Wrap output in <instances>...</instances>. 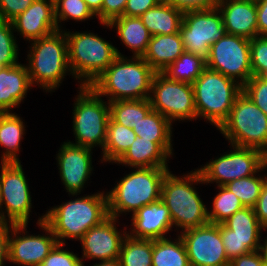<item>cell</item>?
I'll return each instance as SVG.
<instances>
[{
    "mask_svg": "<svg viewBox=\"0 0 267 266\" xmlns=\"http://www.w3.org/2000/svg\"><path fill=\"white\" fill-rule=\"evenodd\" d=\"M168 168H134L123 176L107 192L109 216L118 219L122 213L132 212L133 215L143 206L160 200L162 182L169 172Z\"/></svg>",
    "mask_w": 267,
    "mask_h": 266,
    "instance_id": "4",
    "label": "cell"
},
{
    "mask_svg": "<svg viewBox=\"0 0 267 266\" xmlns=\"http://www.w3.org/2000/svg\"><path fill=\"white\" fill-rule=\"evenodd\" d=\"M65 244L57 243L45 257L40 266H85L81 257L63 249Z\"/></svg>",
    "mask_w": 267,
    "mask_h": 266,
    "instance_id": "41",
    "label": "cell"
},
{
    "mask_svg": "<svg viewBox=\"0 0 267 266\" xmlns=\"http://www.w3.org/2000/svg\"><path fill=\"white\" fill-rule=\"evenodd\" d=\"M158 4L157 0H127L123 16L140 17Z\"/></svg>",
    "mask_w": 267,
    "mask_h": 266,
    "instance_id": "45",
    "label": "cell"
},
{
    "mask_svg": "<svg viewBox=\"0 0 267 266\" xmlns=\"http://www.w3.org/2000/svg\"><path fill=\"white\" fill-rule=\"evenodd\" d=\"M220 233L227 258L231 261L238 257V239L232 235V230L224 223L220 224Z\"/></svg>",
    "mask_w": 267,
    "mask_h": 266,
    "instance_id": "46",
    "label": "cell"
},
{
    "mask_svg": "<svg viewBox=\"0 0 267 266\" xmlns=\"http://www.w3.org/2000/svg\"><path fill=\"white\" fill-rule=\"evenodd\" d=\"M71 75L80 85H91L117 56H125L117 47L91 32L65 31Z\"/></svg>",
    "mask_w": 267,
    "mask_h": 266,
    "instance_id": "6",
    "label": "cell"
},
{
    "mask_svg": "<svg viewBox=\"0 0 267 266\" xmlns=\"http://www.w3.org/2000/svg\"><path fill=\"white\" fill-rule=\"evenodd\" d=\"M205 69L206 59L184 51L162 73L169 79L193 84Z\"/></svg>",
    "mask_w": 267,
    "mask_h": 266,
    "instance_id": "32",
    "label": "cell"
},
{
    "mask_svg": "<svg viewBox=\"0 0 267 266\" xmlns=\"http://www.w3.org/2000/svg\"><path fill=\"white\" fill-rule=\"evenodd\" d=\"M131 220V231L127 234L136 239H163L173 229L170 211L161 199L140 208Z\"/></svg>",
    "mask_w": 267,
    "mask_h": 266,
    "instance_id": "20",
    "label": "cell"
},
{
    "mask_svg": "<svg viewBox=\"0 0 267 266\" xmlns=\"http://www.w3.org/2000/svg\"><path fill=\"white\" fill-rule=\"evenodd\" d=\"M151 36L179 33L183 13L171 4H158L139 17Z\"/></svg>",
    "mask_w": 267,
    "mask_h": 266,
    "instance_id": "27",
    "label": "cell"
},
{
    "mask_svg": "<svg viewBox=\"0 0 267 266\" xmlns=\"http://www.w3.org/2000/svg\"><path fill=\"white\" fill-rule=\"evenodd\" d=\"M254 211L258 219V222L264 228H267V180L264 182L262 186L260 196L254 207Z\"/></svg>",
    "mask_w": 267,
    "mask_h": 266,
    "instance_id": "47",
    "label": "cell"
},
{
    "mask_svg": "<svg viewBox=\"0 0 267 266\" xmlns=\"http://www.w3.org/2000/svg\"><path fill=\"white\" fill-rule=\"evenodd\" d=\"M0 165V222L28 224L32 197L21 162Z\"/></svg>",
    "mask_w": 267,
    "mask_h": 266,
    "instance_id": "11",
    "label": "cell"
},
{
    "mask_svg": "<svg viewBox=\"0 0 267 266\" xmlns=\"http://www.w3.org/2000/svg\"><path fill=\"white\" fill-rule=\"evenodd\" d=\"M91 11L97 15L102 9L103 0H84Z\"/></svg>",
    "mask_w": 267,
    "mask_h": 266,
    "instance_id": "51",
    "label": "cell"
},
{
    "mask_svg": "<svg viewBox=\"0 0 267 266\" xmlns=\"http://www.w3.org/2000/svg\"><path fill=\"white\" fill-rule=\"evenodd\" d=\"M264 231L266 232L267 228H264ZM264 240L261 239V241H263L264 244L260 243L258 251L262 257V262L264 266H267V236L266 238H264Z\"/></svg>",
    "mask_w": 267,
    "mask_h": 266,
    "instance_id": "52",
    "label": "cell"
},
{
    "mask_svg": "<svg viewBox=\"0 0 267 266\" xmlns=\"http://www.w3.org/2000/svg\"><path fill=\"white\" fill-rule=\"evenodd\" d=\"M11 21L0 20V65L2 67L19 64V47Z\"/></svg>",
    "mask_w": 267,
    "mask_h": 266,
    "instance_id": "38",
    "label": "cell"
},
{
    "mask_svg": "<svg viewBox=\"0 0 267 266\" xmlns=\"http://www.w3.org/2000/svg\"><path fill=\"white\" fill-rule=\"evenodd\" d=\"M243 92L267 115V78L252 76L244 85Z\"/></svg>",
    "mask_w": 267,
    "mask_h": 266,
    "instance_id": "40",
    "label": "cell"
},
{
    "mask_svg": "<svg viewBox=\"0 0 267 266\" xmlns=\"http://www.w3.org/2000/svg\"><path fill=\"white\" fill-rule=\"evenodd\" d=\"M172 142H153L137 136L125 154L116 162L130 168L168 167L173 155Z\"/></svg>",
    "mask_w": 267,
    "mask_h": 266,
    "instance_id": "22",
    "label": "cell"
},
{
    "mask_svg": "<svg viewBox=\"0 0 267 266\" xmlns=\"http://www.w3.org/2000/svg\"><path fill=\"white\" fill-rule=\"evenodd\" d=\"M92 266H121V263L119 259H113V260L100 261L99 263H95Z\"/></svg>",
    "mask_w": 267,
    "mask_h": 266,
    "instance_id": "53",
    "label": "cell"
},
{
    "mask_svg": "<svg viewBox=\"0 0 267 266\" xmlns=\"http://www.w3.org/2000/svg\"><path fill=\"white\" fill-rule=\"evenodd\" d=\"M149 99L152 110L159 112L171 123L197 119L192 84L172 80L162 72H156Z\"/></svg>",
    "mask_w": 267,
    "mask_h": 266,
    "instance_id": "12",
    "label": "cell"
},
{
    "mask_svg": "<svg viewBox=\"0 0 267 266\" xmlns=\"http://www.w3.org/2000/svg\"><path fill=\"white\" fill-rule=\"evenodd\" d=\"M16 113H0V147H4L1 162H21L18 158L21 140L25 134V123Z\"/></svg>",
    "mask_w": 267,
    "mask_h": 266,
    "instance_id": "28",
    "label": "cell"
},
{
    "mask_svg": "<svg viewBox=\"0 0 267 266\" xmlns=\"http://www.w3.org/2000/svg\"><path fill=\"white\" fill-rule=\"evenodd\" d=\"M25 65L19 63L0 69V113H10L13 108L19 107L28 90L32 89Z\"/></svg>",
    "mask_w": 267,
    "mask_h": 266,
    "instance_id": "23",
    "label": "cell"
},
{
    "mask_svg": "<svg viewBox=\"0 0 267 266\" xmlns=\"http://www.w3.org/2000/svg\"><path fill=\"white\" fill-rule=\"evenodd\" d=\"M250 58L252 75L267 78V36L250 39Z\"/></svg>",
    "mask_w": 267,
    "mask_h": 266,
    "instance_id": "39",
    "label": "cell"
},
{
    "mask_svg": "<svg viewBox=\"0 0 267 266\" xmlns=\"http://www.w3.org/2000/svg\"><path fill=\"white\" fill-rule=\"evenodd\" d=\"M127 0H103L102 9L96 15L99 23H109L111 20L123 16Z\"/></svg>",
    "mask_w": 267,
    "mask_h": 266,
    "instance_id": "43",
    "label": "cell"
},
{
    "mask_svg": "<svg viewBox=\"0 0 267 266\" xmlns=\"http://www.w3.org/2000/svg\"><path fill=\"white\" fill-rule=\"evenodd\" d=\"M267 174V173H266ZM254 174L246 178L236 179L224 185L233 192L242 202L244 207L254 208L267 175ZM265 176V177H264Z\"/></svg>",
    "mask_w": 267,
    "mask_h": 266,
    "instance_id": "36",
    "label": "cell"
},
{
    "mask_svg": "<svg viewBox=\"0 0 267 266\" xmlns=\"http://www.w3.org/2000/svg\"><path fill=\"white\" fill-rule=\"evenodd\" d=\"M54 9L59 30L61 22L67 19L85 21L96 16L84 0H54Z\"/></svg>",
    "mask_w": 267,
    "mask_h": 266,
    "instance_id": "37",
    "label": "cell"
},
{
    "mask_svg": "<svg viewBox=\"0 0 267 266\" xmlns=\"http://www.w3.org/2000/svg\"><path fill=\"white\" fill-rule=\"evenodd\" d=\"M34 0H0V20L12 21L24 12Z\"/></svg>",
    "mask_w": 267,
    "mask_h": 266,
    "instance_id": "42",
    "label": "cell"
},
{
    "mask_svg": "<svg viewBox=\"0 0 267 266\" xmlns=\"http://www.w3.org/2000/svg\"><path fill=\"white\" fill-rule=\"evenodd\" d=\"M92 150L68 142H63L56 156L59 175L68 194H81L84 184L93 173ZM79 193V194H78Z\"/></svg>",
    "mask_w": 267,
    "mask_h": 266,
    "instance_id": "17",
    "label": "cell"
},
{
    "mask_svg": "<svg viewBox=\"0 0 267 266\" xmlns=\"http://www.w3.org/2000/svg\"><path fill=\"white\" fill-rule=\"evenodd\" d=\"M219 193L212 202V210H208V219L212 224H223L236 211L244 208L240 199L225 186H217Z\"/></svg>",
    "mask_w": 267,
    "mask_h": 266,
    "instance_id": "35",
    "label": "cell"
},
{
    "mask_svg": "<svg viewBox=\"0 0 267 266\" xmlns=\"http://www.w3.org/2000/svg\"><path fill=\"white\" fill-rule=\"evenodd\" d=\"M9 229L10 224L0 222V266H4L5 262L9 261Z\"/></svg>",
    "mask_w": 267,
    "mask_h": 266,
    "instance_id": "49",
    "label": "cell"
},
{
    "mask_svg": "<svg viewBox=\"0 0 267 266\" xmlns=\"http://www.w3.org/2000/svg\"><path fill=\"white\" fill-rule=\"evenodd\" d=\"M104 193L71 199L44 214V222L51 228L58 243L65 244V239L80 240L91 227L109 217L107 193Z\"/></svg>",
    "mask_w": 267,
    "mask_h": 266,
    "instance_id": "2",
    "label": "cell"
},
{
    "mask_svg": "<svg viewBox=\"0 0 267 266\" xmlns=\"http://www.w3.org/2000/svg\"><path fill=\"white\" fill-rule=\"evenodd\" d=\"M177 237L152 240V266H190L185 244Z\"/></svg>",
    "mask_w": 267,
    "mask_h": 266,
    "instance_id": "30",
    "label": "cell"
},
{
    "mask_svg": "<svg viewBox=\"0 0 267 266\" xmlns=\"http://www.w3.org/2000/svg\"><path fill=\"white\" fill-rule=\"evenodd\" d=\"M119 261L121 266H152V240L124 238Z\"/></svg>",
    "mask_w": 267,
    "mask_h": 266,
    "instance_id": "34",
    "label": "cell"
},
{
    "mask_svg": "<svg viewBox=\"0 0 267 266\" xmlns=\"http://www.w3.org/2000/svg\"><path fill=\"white\" fill-rule=\"evenodd\" d=\"M37 221L38 227L45 231V235H29L27 224H10L8 248L10 263L22 266H40L58 243L51 228L44 222V214Z\"/></svg>",
    "mask_w": 267,
    "mask_h": 266,
    "instance_id": "15",
    "label": "cell"
},
{
    "mask_svg": "<svg viewBox=\"0 0 267 266\" xmlns=\"http://www.w3.org/2000/svg\"><path fill=\"white\" fill-rule=\"evenodd\" d=\"M136 133L130 127H125L109 118L107 138L102 152L101 163H115L125 154L136 139Z\"/></svg>",
    "mask_w": 267,
    "mask_h": 266,
    "instance_id": "29",
    "label": "cell"
},
{
    "mask_svg": "<svg viewBox=\"0 0 267 266\" xmlns=\"http://www.w3.org/2000/svg\"><path fill=\"white\" fill-rule=\"evenodd\" d=\"M257 6L258 36H267V0H255Z\"/></svg>",
    "mask_w": 267,
    "mask_h": 266,
    "instance_id": "50",
    "label": "cell"
},
{
    "mask_svg": "<svg viewBox=\"0 0 267 266\" xmlns=\"http://www.w3.org/2000/svg\"><path fill=\"white\" fill-rule=\"evenodd\" d=\"M224 224L238 239V257L259 249L264 227L258 222L254 208L244 207L236 211Z\"/></svg>",
    "mask_w": 267,
    "mask_h": 266,
    "instance_id": "24",
    "label": "cell"
},
{
    "mask_svg": "<svg viewBox=\"0 0 267 266\" xmlns=\"http://www.w3.org/2000/svg\"><path fill=\"white\" fill-rule=\"evenodd\" d=\"M78 95L74 100L73 132L75 143H69L93 149H104L107 138V125L110 118L109 102L89 85H79Z\"/></svg>",
    "mask_w": 267,
    "mask_h": 266,
    "instance_id": "8",
    "label": "cell"
},
{
    "mask_svg": "<svg viewBox=\"0 0 267 266\" xmlns=\"http://www.w3.org/2000/svg\"><path fill=\"white\" fill-rule=\"evenodd\" d=\"M219 0H174L171 5L182 13L209 10L217 7Z\"/></svg>",
    "mask_w": 267,
    "mask_h": 266,
    "instance_id": "44",
    "label": "cell"
},
{
    "mask_svg": "<svg viewBox=\"0 0 267 266\" xmlns=\"http://www.w3.org/2000/svg\"><path fill=\"white\" fill-rule=\"evenodd\" d=\"M155 74L142 57L117 56L90 86L108 102L149 99Z\"/></svg>",
    "mask_w": 267,
    "mask_h": 266,
    "instance_id": "1",
    "label": "cell"
},
{
    "mask_svg": "<svg viewBox=\"0 0 267 266\" xmlns=\"http://www.w3.org/2000/svg\"><path fill=\"white\" fill-rule=\"evenodd\" d=\"M206 68L222 73L243 86L253 76L250 39L225 33L211 45Z\"/></svg>",
    "mask_w": 267,
    "mask_h": 266,
    "instance_id": "13",
    "label": "cell"
},
{
    "mask_svg": "<svg viewBox=\"0 0 267 266\" xmlns=\"http://www.w3.org/2000/svg\"><path fill=\"white\" fill-rule=\"evenodd\" d=\"M233 150L207 162L197 170L203 182L224 186L236 179L246 178L267 168V156L260 150L231 145ZM218 183V184H217Z\"/></svg>",
    "mask_w": 267,
    "mask_h": 266,
    "instance_id": "10",
    "label": "cell"
},
{
    "mask_svg": "<svg viewBox=\"0 0 267 266\" xmlns=\"http://www.w3.org/2000/svg\"><path fill=\"white\" fill-rule=\"evenodd\" d=\"M184 52L180 33L151 36L142 58L155 72H162Z\"/></svg>",
    "mask_w": 267,
    "mask_h": 266,
    "instance_id": "25",
    "label": "cell"
},
{
    "mask_svg": "<svg viewBox=\"0 0 267 266\" xmlns=\"http://www.w3.org/2000/svg\"><path fill=\"white\" fill-rule=\"evenodd\" d=\"M230 145L254 148L267 156V115L242 92L217 129Z\"/></svg>",
    "mask_w": 267,
    "mask_h": 266,
    "instance_id": "9",
    "label": "cell"
},
{
    "mask_svg": "<svg viewBox=\"0 0 267 266\" xmlns=\"http://www.w3.org/2000/svg\"><path fill=\"white\" fill-rule=\"evenodd\" d=\"M30 43L26 67L31 84L40 85L46 92H53L60 86L66 73L71 74L65 30H57Z\"/></svg>",
    "mask_w": 267,
    "mask_h": 266,
    "instance_id": "5",
    "label": "cell"
},
{
    "mask_svg": "<svg viewBox=\"0 0 267 266\" xmlns=\"http://www.w3.org/2000/svg\"><path fill=\"white\" fill-rule=\"evenodd\" d=\"M179 33L185 52L207 59L211 45L226 32L221 13L216 7L183 13Z\"/></svg>",
    "mask_w": 267,
    "mask_h": 266,
    "instance_id": "14",
    "label": "cell"
},
{
    "mask_svg": "<svg viewBox=\"0 0 267 266\" xmlns=\"http://www.w3.org/2000/svg\"><path fill=\"white\" fill-rule=\"evenodd\" d=\"M14 31L29 43L59 30L55 18L54 0H34L12 21Z\"/></svg>",
    "mask_w": 267,
    "mask_h": 266,
    "instance_id": "19",
    "label": "cell"
},
{
    "mask_svg": "<svg viewBox=\"0 0 267 266\" xmlns=\"http://www.w3.org/2000/svg\"><path fill=\"white\" fill-rule=\"evenodd\" d=\"M197 118L217 129L228 118L243 86L222 73L206 68L192 84Z\"/></svg>",
    "mask_w": 267,
    "mask_h": 266,
    "instance_id": "7",
    "label": "cell"
},
{
    "mask_svg": "<svg viewBox=\"0 0 267 266\" xmlns=\"http://www.w3.org/2000/svg\"><path fill=\"white\" fill-rule=\"evenodd\" d=\"M174 0H157L159 4H171Z\"/></svg>",
    "mask_w": 267,
    "mask_h": 266,
    "instance_id": "54",
    "label": "cell"
},
{
    "mask_svg": "<svg viewBox=\"0 0 267 266\" xmlns=\"http://www.w3.org/2000/svg\"><path fill=\"white\" fill-rule=\"evenodd\" d=\"M117 218L109 216L101 224L91 227L79 240L82 244L83 259H97L100 261L119 259L121 245L127 232L117 230Z\"/></svg>",
    "mask_w": 267,
    "mask_h": 266,
    "instance_id": "18",
    "label": "cell"
},
{
    "mask_svg": "<svg viewBox=\"0 0 267 266\" xmlns=\"http://www.w3.org/2000/svg\"><path fill=\"white\" fill-rule=\"evenodd\" d=\"M172 129V123L155 110L133 126L136 136L153 142H172Z\"/></svg>",
    "mask_w": 267,
    "mask_h": 266,
    "instance_id": "33",
    "label": "cell"
},
{
    "mask_svg": "<svg viewBox=\"0 0 267 266\" xmlns=\"http://www.w3.org/2000/svg\"><path fill=\"white\" fill-rule=\"evenodd\" d=\"M194 170L182 177L169 171L162 182L161 200L170 211L173 227L181 228L180 232L210 223L208 209L194 187L204 182L200 172Z\"/></svg>",
    "mask_w": 267,
    "mask_h": 266,
    "instance_id": "3",
    "label": "cell"
},
{
    "mask_svg": "<svg viewBox=\"0 0 267 266\" xmlns=\"http://www.w3.org/2000/svg\"><path fill=\"white\" fill-rule=\"evenodd\" d=\"M217 8L227 34L247 39L258 36L255 0H219Z\"/></svg>",
    "mask_w": 267,
    "mask_h": 266,
    "instance_id": "21",
    "label": "cell"
},
{
    "mask_svg": "<svg viewBox=\"0 0 267 266\" xmlns=\"http://www.w3.org/2000/svg\"><path fill=\"white\" fill-rule=\"evenodd\" d=\"M105 27L115 28L117 34L133 57H142L146 52L151 34L139 17L119 16L109 23H100Z\"/></svg>",
    "mask_w": 267,
    "mask_h": 266,
    "instance_id": "26",
    "label": "cell"
},
{
    "mask_svg": "<svg viewBox=\"0 0 267 266\" xmlns=\"http://www.w3.org/2000/svg\"><path fill=\"white\" fill-rule=\"evenodd\" d=\"M229 266H264L259 251H252L248 254L233 258Z\"/></svg>",
    "mask_w": 267,
    "mask_h": 266,
    "instance_id": "48",
    "label": "cell"
},
{
    "mask_svg": "<svg viewBox=\"0 0 267 266\" xmlns=\"http://www.w3.org/2000/svg\"><path fill=\"white\" fill-rule=\"evenodd\" d=\"M110 118L125 127L136 126L151 110L150 99L109 102Z\"/></svg>",
    "mask_w": 267,
    "mask_h": 266,
    "instance_id": "31",
    "label": "cell"
},
{
    "mask_svg": "<svg viewBox=\"0 0 267 266\" xmlns=\"http://www.w3.org/2000/svg\"><path fill=\"white\" fill-rule=\"evenodd\" d=\"M179 235L185 244L190 266H229L220 224L208 223L187 229Z\"/></svg>",
    "mask_w": 267,
    "mask_h": 266,
    "instance_id": "16",
    "label": "cell"
}]
</instances>
